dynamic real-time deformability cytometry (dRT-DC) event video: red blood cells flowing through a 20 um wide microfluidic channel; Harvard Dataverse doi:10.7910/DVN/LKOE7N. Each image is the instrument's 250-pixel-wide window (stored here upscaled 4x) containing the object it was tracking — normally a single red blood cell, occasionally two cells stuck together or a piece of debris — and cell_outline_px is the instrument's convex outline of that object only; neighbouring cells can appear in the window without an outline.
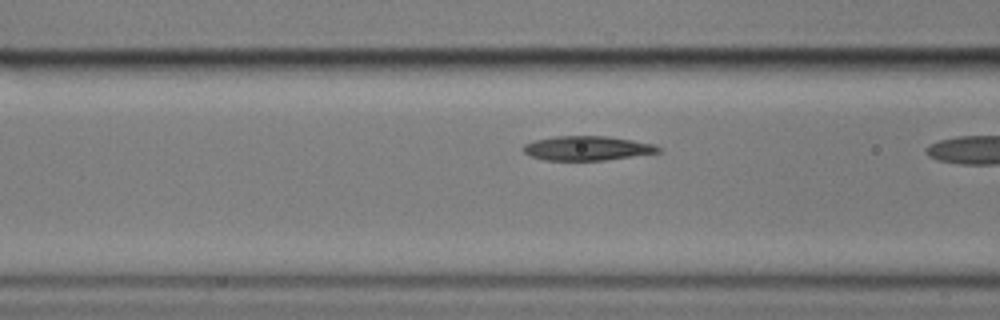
{"species": "common noctule bat (a hibernating species)", "species_latin": "Nyctalus noctula", "temperature_condition": "cold", "stored_images_in_passage": 9, "camera_frame_rate_fps": 3000, "um_per_image_px": 0.085, "animal": {"sex": "male", "body_mass_g": 17.9}, "frame": {"image": 1, "passage_image": 8, "time_ms": 2.333, "image_size_px": [1000, 320], "cell_outline_px": [[664, 152], [604, 160], [544, 160], [532, 156], [524, 152], [520, 148], [524, 144], [536, 140], [556, 136], [608, 136], [656, 144]], "centroid_in_image_um": [49.95, 12.6], "position_along_channel_um": 116.7, "area_um2": 19.25}}